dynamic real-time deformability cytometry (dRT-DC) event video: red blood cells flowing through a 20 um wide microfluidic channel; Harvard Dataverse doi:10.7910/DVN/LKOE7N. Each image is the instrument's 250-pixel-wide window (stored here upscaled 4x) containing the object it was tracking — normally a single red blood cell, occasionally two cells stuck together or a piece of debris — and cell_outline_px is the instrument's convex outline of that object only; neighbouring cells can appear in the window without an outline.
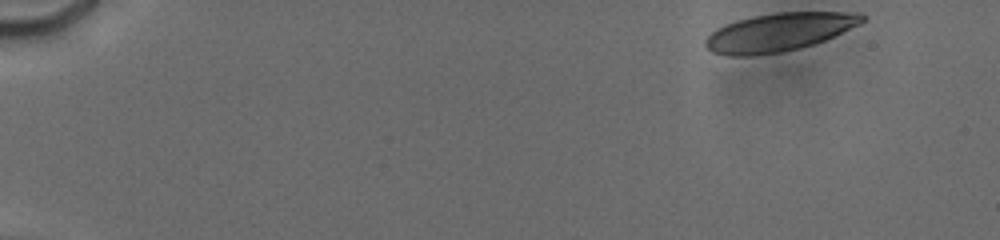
{"species": "human", "species_latin": "Homo sapiens", "temperature_condition": "cold", "stored_images_in_passage": 24, "camera_frame_rate_fps": 3000, "um_per_image_px": 0.085, "donor": {"sex": "male"}, "frame": {"image": 1, "passage_image": 1, "time_ms": 0.0, "image_size_px": [1000, 240], "cell_outline_px": [[864, 20], [860, 24], [824, 40], [800, 48], [780, 52], [748, 56], [728, 56], [712, 52], [704, 44], [704, 40], [716, 28], [740, 20], [756, 16], [776, 12], [836, 12], [864, 16]], "centroid_in_image_um": [66.15, 2.75], "position_along_channel_um": 18.8, "area_um2": 34.16}}